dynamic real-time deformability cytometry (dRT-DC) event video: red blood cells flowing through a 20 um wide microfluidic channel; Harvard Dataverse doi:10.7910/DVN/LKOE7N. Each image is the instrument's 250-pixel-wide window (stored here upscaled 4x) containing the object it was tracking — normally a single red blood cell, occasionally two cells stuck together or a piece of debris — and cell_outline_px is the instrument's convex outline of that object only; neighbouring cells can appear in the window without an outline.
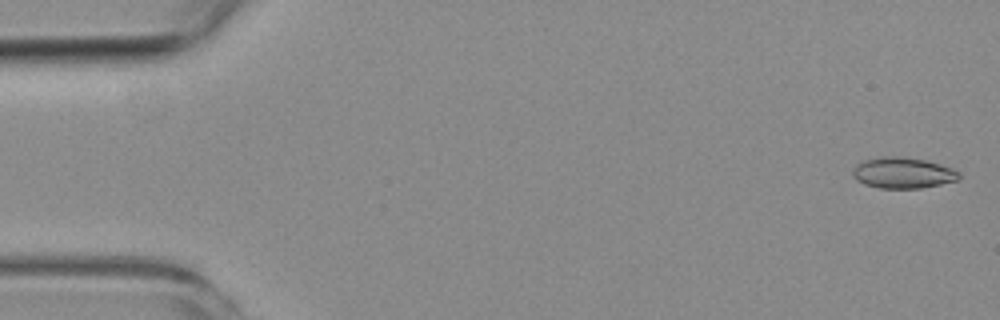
{"species": "common noctule bat (a hibernating species)", "species_latin": "Nyctalus noctula", "temperature_condition": "room temperature", "stored_images_in_passage": 5, "camera_frame_rate_fps": 3000, "um_per_image_px": 0.085, "animal": {"sex": "female", "body_mass_g": 19.3, "forearm_length_mm": 54.1}, "frame": {"image": 1, "passage_image": 1, "time_ms": 0.0, "image_size_px": [1000, 320], "cell_outline_px": [[960, 180], [920, 188], [880, 188], [864, 184], [856, 180], [852, 176], [852, 172], [856, 164], [860, 160], [880, 156], [900, 156], [928, 160], [952, 168], [960, 172]], "centroid_in_image_um": [76.73, 14.68], "position_along_channel_um": 8.3, "area_um2": 19.54}}
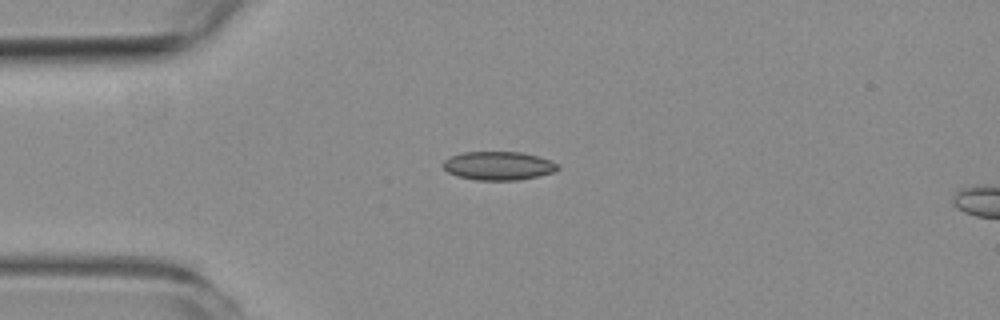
{"frame": {"image": 2, "passage_image": 3, "time_ms": 4.0, "image_size_px": [1000, 320], "cell_outline_px": [[560, 168], [556, 172], [516, 180], [476, 180], [456, 176], [448, 172], [440, 164], [444, 160], [452, 156], [464, 152], [520, 152], [552, 160], [560, 164]], "centroid_in_image_um": [42.38, 14.09], "position_along_channel_um": 42.6, "area_um2": 19.19}}
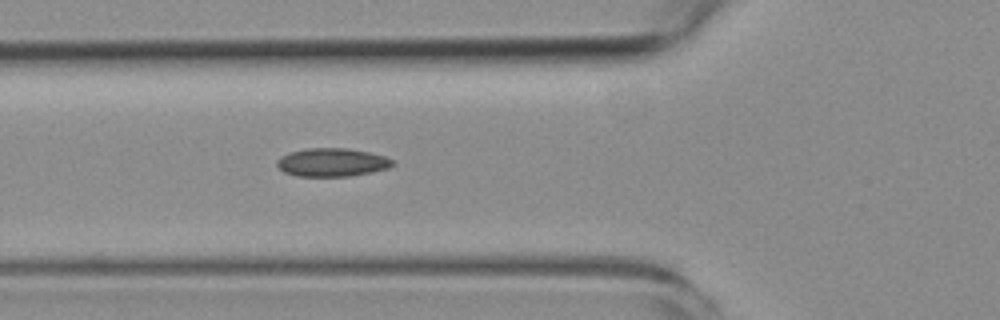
{"frame": {"image": 3, "passage_image": 5, "time_ms": 6.0, "image_size_px": [1000, 320], "cell_outline_px": [[396, 164], [388, 168], [372, 172], [348, 176], [296, 176], [284, 172], [276, 164], [276, 160], [280, 156], [288, 152], [308, 148], [348, 148], [368, 152], [384, 156], [392, 160]], "centroid_in_image_um": [28.2, 13.79], "position_along_channel_um": 97.6, "area_um2": 19.13}}